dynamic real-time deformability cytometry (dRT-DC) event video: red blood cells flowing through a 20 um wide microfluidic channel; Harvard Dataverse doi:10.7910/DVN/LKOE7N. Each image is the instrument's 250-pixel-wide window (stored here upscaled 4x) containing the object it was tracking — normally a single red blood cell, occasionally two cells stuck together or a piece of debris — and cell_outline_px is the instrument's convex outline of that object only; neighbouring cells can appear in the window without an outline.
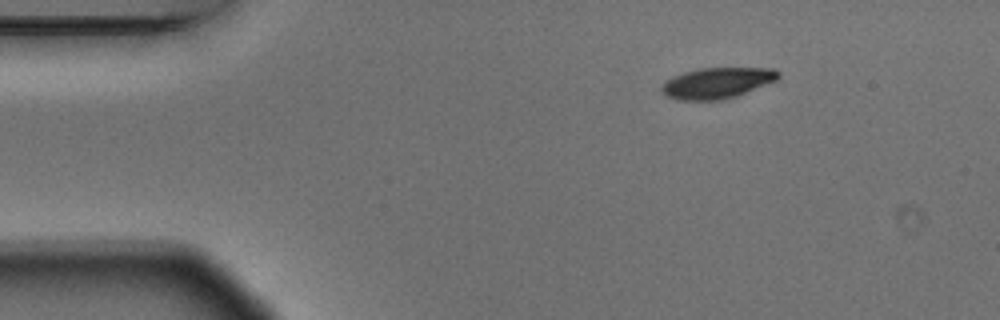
{"species": "Egyptian fruit bat (a non-hibernating species)", "species_latin": "Rousettus aegyptiacus", "temperature_condition": "warm", "stored_images_in_passage": 3, "camera_frame_rate_fps": 3000, "um_per_image_px": 0.085, "animal": {"sex": "male"}, "frame": {"image": 1, "passage_image": 1, "time_ms": 0.0, "image_size_px": [1000, 320], "cell_outline_px": [[780, 76], [776, 80], [736, 96], [720, 100], [676, 100], [660, 92], [660, 88], [664, 80], [672, 76], [684, 72], [700, 68], [776, 68], [780, 72]], "centroid_in_image_um": [60.91, 7.05], "position_along_channel_um": 24.1, "area_um2": 21.1}}